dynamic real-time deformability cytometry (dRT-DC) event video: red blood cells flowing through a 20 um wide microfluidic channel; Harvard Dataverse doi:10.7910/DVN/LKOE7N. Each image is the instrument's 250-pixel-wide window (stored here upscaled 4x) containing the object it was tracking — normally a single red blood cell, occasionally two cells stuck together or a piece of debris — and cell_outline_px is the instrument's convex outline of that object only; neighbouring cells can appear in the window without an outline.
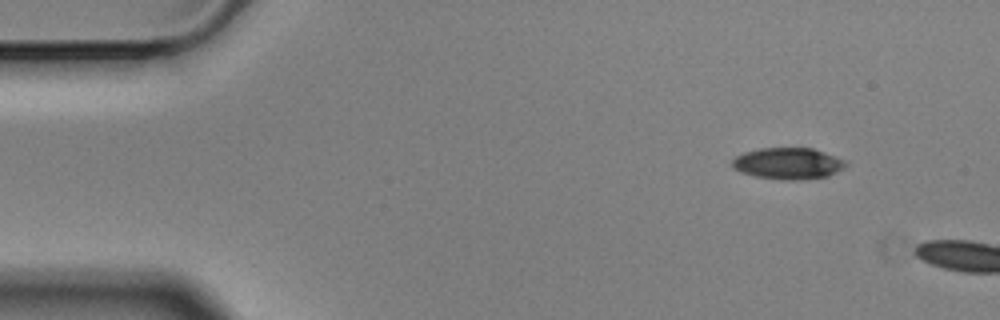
{"species": "Egyptian fruit bat (a non-hibernating species)", "species_latin": "Rousettus aegyptiacus", "temperature_condition": "cold", "stored_images_in_passage": 2, "camera_frame_rate_fps": 3000, "um_per_image_px": 0.085, "animal": {"sex": "male"}, "frame": {"image": 1, "passage_image": 1, "time_ms": 0.0, "image_size_px": [1000, 320], "cell_outline_px": [[848, 164], [844, 168], [828, 176], [800, 180], [784, 180], [756, 176], [740, 172], [732, 164], [732, 160], [736, 156], [744, 152], [760, 148], [812, 148], [836, 156], [844, 160]], "centroid_in_image_um": [67.0, 13.89], "position_along_channel_um": 18.0, "area_um2": 20.75}}